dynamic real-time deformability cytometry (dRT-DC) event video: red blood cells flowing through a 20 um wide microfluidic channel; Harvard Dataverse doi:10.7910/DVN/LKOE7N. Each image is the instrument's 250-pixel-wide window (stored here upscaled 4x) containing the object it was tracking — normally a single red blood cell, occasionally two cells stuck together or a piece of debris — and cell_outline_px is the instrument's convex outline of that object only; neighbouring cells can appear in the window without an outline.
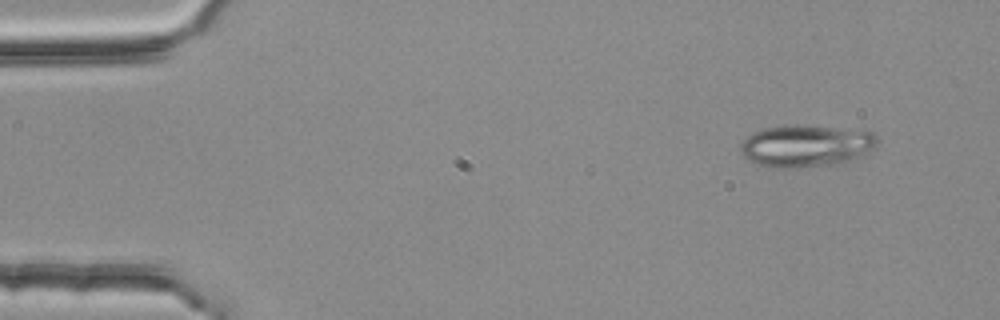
{"species": "common noctule bat (a hibernating species)", "species_latin": "Nyctalus noctula", "temperature_condition": "room temperature", "stored_images_in_passage": 3, "camera_frame_rate_fps": 3000, "um_per_image_px": 0.085, "animal": {"sex": "female", "body_mass_g": 25.1}, "frame": {"image": 1, "passage_image": 1, "time_ms": 0.0, "image_size_px": [1000, 320], "cell_outline_px": [[880, 140], [876, 148], [864, 156], [852, 160], [832, 164], [796, 168], [768, 168], [756, 164], [748, 160], [740, 152], [740, 144], [748, 136], [764, 128], [792, 124], [800, 124], [872, 132]], "centroid_in_image_um": [68.52, 12.41], "position_along_channel_um": 16.5, "area_um2": 33.93}}